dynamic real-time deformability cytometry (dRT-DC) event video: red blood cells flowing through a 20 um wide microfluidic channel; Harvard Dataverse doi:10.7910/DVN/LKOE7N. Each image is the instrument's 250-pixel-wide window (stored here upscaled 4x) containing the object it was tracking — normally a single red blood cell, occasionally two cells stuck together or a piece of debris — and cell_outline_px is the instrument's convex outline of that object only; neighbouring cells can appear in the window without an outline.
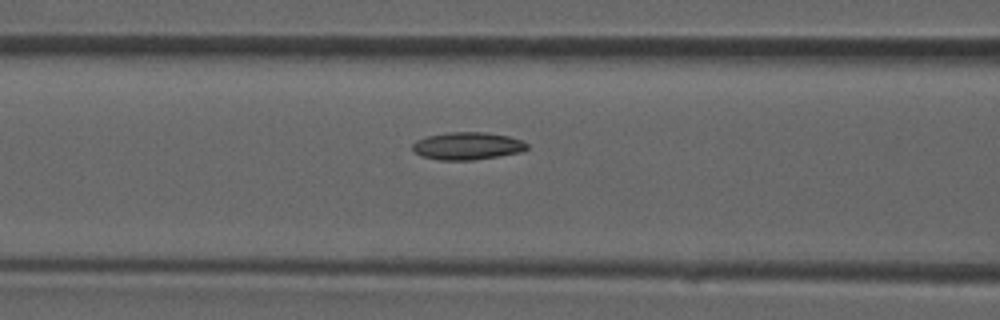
{"species": "common noctule bat (a hibernating species)", "species_latin": "Nyctalus noctula", "temperature_condition": "room temperature", "stored_images_in_passage": 29, "camera_frame_rate_fps": 3000, "um_per_image_px": 0.085, "animal": {"sex": "male", "forearm_length_mm": 52.5}, "frame": {"image": 1, "passage_image": 5, "time_ms": 1.333, "image_size_px": [1000, 320], "cell_outline_px": [[528, 148], [520, 152], [472, 160], [440, 160], [420, 156], [412, 152], [412, 144], [416, 140], [424, 136], [448, 132], [484, 132], [508, 136], [524, 140], [528, 144]], "centroid_in_image_um": [39.68, 12.4], "position_along_channel_um": 126.9, "area_um2": 18.55}}
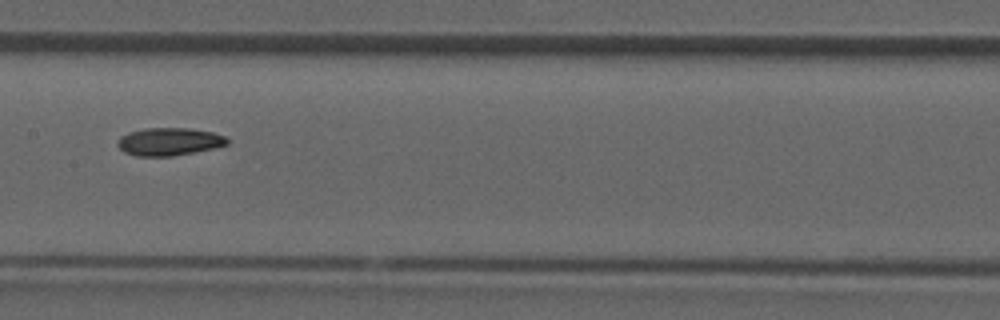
{"frame": {"image": 2, "passage_image": 9, "time_ms": 2.667, "image_size_px": [1000, 320], "cell_outline_px": [[228, 144], [212, 148], [172, 156], [136, 156], [124, 152], [116, 144], [120, 136], [128, 132], [144, 128], [188, 128], [212, 132], [224, 136], [228, 140]], "centroid_in_image_um": [14.32, 12.03], "position_along_channel_um": 193.1, "area_um2": 17.63}}